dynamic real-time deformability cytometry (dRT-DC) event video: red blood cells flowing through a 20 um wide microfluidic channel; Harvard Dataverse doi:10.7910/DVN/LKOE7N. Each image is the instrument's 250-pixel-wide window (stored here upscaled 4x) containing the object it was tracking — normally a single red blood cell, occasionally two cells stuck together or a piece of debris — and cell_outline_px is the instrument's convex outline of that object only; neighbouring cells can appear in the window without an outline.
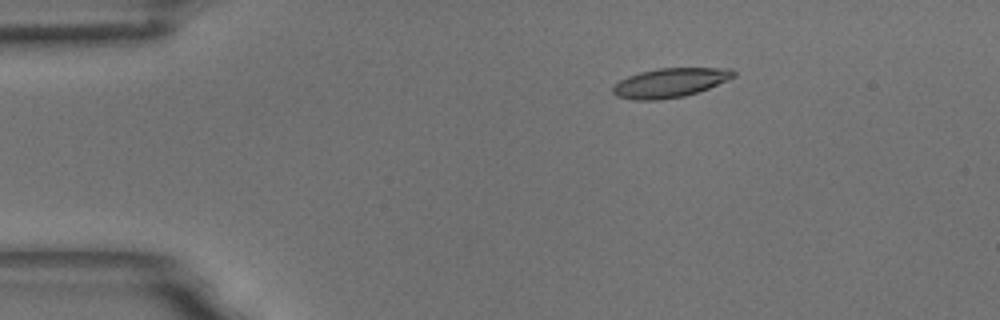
{"species": "common noctule bat (a hibernating species)", "species_latin": "Nyctalus noctula", "temperature_condition": "room temperature", "stored_images_in_passage": 5, "camera_frame_rate_fps": 3000, "um_per_image_px": 0.085, "animal": {"sex": "male", "body_mass_g": 18.8}, "frame": {"image": 1, "passage_image": 3, "time_ms": 0.667, "image_size_px": [1000, 320], "cell_outline_px": [[736, 76], [728, 80], [708, 88], [684, 96], [660, 100], [636, 100], [616, 96], [612, 92], [612, 88], [620, 80], [628, 76], [640, 72], [656, 68], [732, 68], [736, 72]], "centroid_in_image_um": [56.96, 7.03], "position_along_channel_um": 28.0, "area_um2": 20.58}}